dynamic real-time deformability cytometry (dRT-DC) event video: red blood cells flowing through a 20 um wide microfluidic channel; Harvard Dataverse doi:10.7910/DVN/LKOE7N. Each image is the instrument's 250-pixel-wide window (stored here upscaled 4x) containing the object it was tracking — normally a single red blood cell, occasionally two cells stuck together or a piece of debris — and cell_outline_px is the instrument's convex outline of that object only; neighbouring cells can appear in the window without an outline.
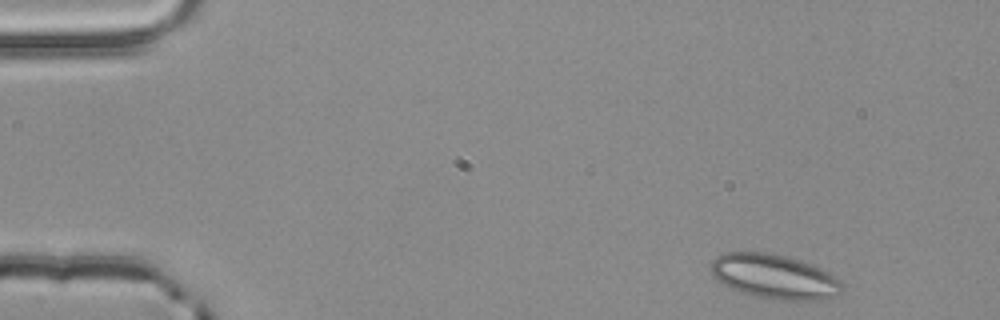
{"species": "common noctule bat (a hibernating species)", "species_latin": "Nyctalus noctula", "temperature_condition": "room temperature", "stored_images_in_passage": 49, "camera_frame_rate_fps": 3000, "um_per_image_px": 0.085, "animal": {"sex": "male", "body_mass_g": 20.4}, "frame": {"image": 1, "passage_image": 1, "time_ms": 0.0, "image_size_px": [1000, 320], "cell_outline_px": [[844, 292], [820, 300], [772, 300], [740, 292], [720, 284], [712, 276], [712, 260], [716, 256], [724, 252], [768, 252], [800, 260], [820, 268], [836, 276], [844, 284]], "centroid_in_image_um": [65.82, 23.52], "position_along_channel_um": 19.2, "area_um2": 34.39}}
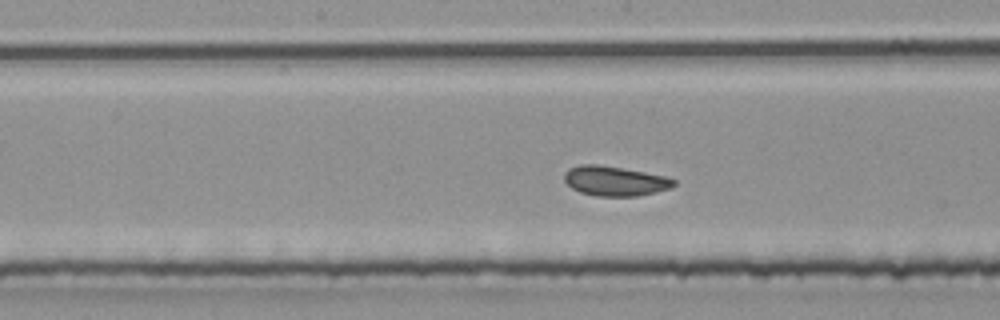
{"frame": {"image": 2, "passage_image": 23, "time_ms": 7.333, "image_size_px": [1000, 320], "cell_outline_px": [[676, 184], [668, 188], [656, 192], [636, 196], [596, 196], [580, 192], [572, 188], [564, 180], [564, 172], [568, 168], [580, 164], [600, 164], [644, 172], [664, 176], [676, 180]], "centroid_in_image_um": [52.22, 15.37], "position_along_channel_um": 196.0, "area_um2": 18.96}}
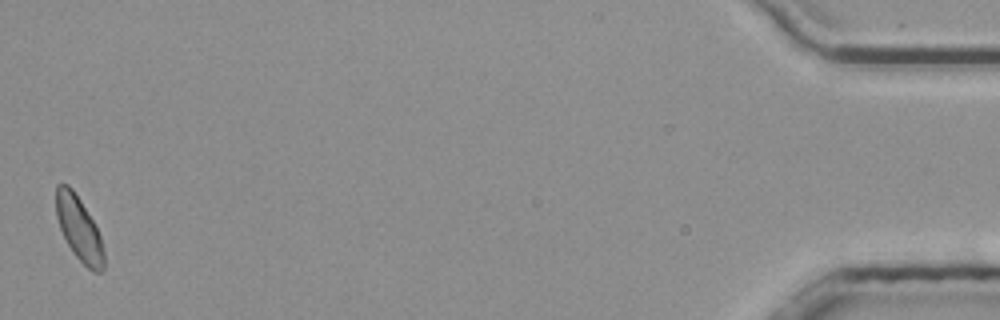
{"frame": {"image": 3, "passage_image": 49, "time_ms": 16.0, "image_size_px": [1000, 320], "cell_outline_px": [[104, 268], [100, 272], [92, 272], [72, 252], [60, 228], [56, 216], [56, 184], [68, 184], [72, 188], [80, 200], [92, 220], [100, 236], [104, 252]], "centroid_in_image_um": [6.71, 19.44], "position_along_channel_um": 428.5, "area_um2": 17.63}, "authors_computed_cell_mechanics": {"area_um2": 19.1318, "velocity_mm_per_s": 3.8251, "shape_relaxation_time_tau1_ms": 2.9752, "shape_relaxation_time_tau2_ms": 1.7444, "deformation_change_tau1": 0.0408, "deformation_change_tau2": 0.0619}}